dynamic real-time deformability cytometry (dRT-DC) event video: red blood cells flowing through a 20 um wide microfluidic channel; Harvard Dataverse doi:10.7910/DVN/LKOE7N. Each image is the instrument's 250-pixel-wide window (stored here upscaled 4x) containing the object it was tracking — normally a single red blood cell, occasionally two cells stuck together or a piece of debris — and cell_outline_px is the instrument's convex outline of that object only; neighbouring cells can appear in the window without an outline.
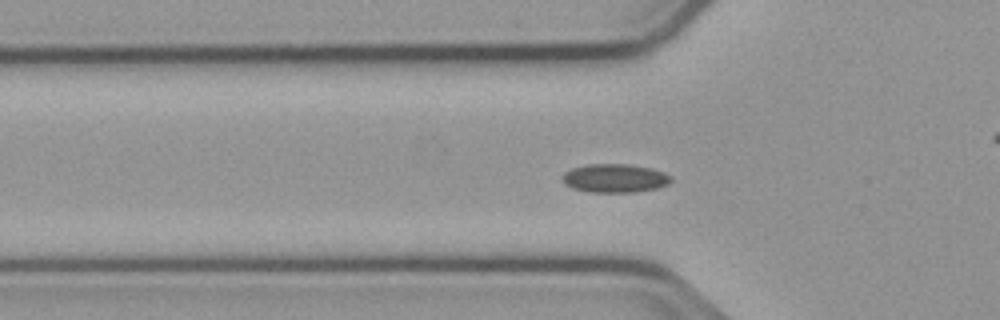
{"species": "common noctule bat (a hibernating species)", "species_latin": "Nyctalus noctula", "temperature_condition": "cold", "stored_images_in_passage": 56, "camera_frame_rate_fps": 3000, "um_per_image_px": 0.085, "animal": {"sex": "male", "body_mass_g": 23.1, "forearm_length_mm": 52.7}, "frame": {"image": 1, "passage_image": 18, "time_ms": 5.667, "image_size_px": [1000, 320], "cell_outline_px": [[672, 180], [668, 184], [656, 188], [636, 192], [588, 192], [572, 188], [564, 184], [560, 176], [564, 172], [572, 168], [588, 164], [628, 164], [652, 168], [664, 172], [672, 176]], "centroid_in_image_um": [52.24, 15.14], "position_along_channel_um": 73.6, "area_um2": 18.32}}
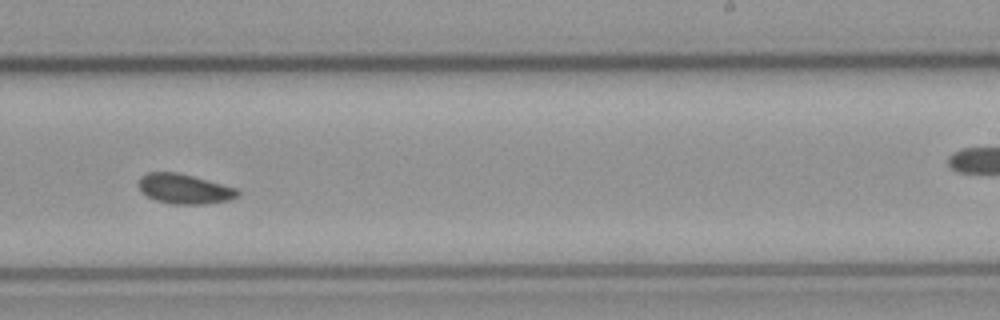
{"frame": {"image": 2, "passage_image": 34, "time_ms": 11.0, "image_size_px": [1000, 320], "cell_outline_px": [[240, 192], [236, 196], [228, 200], [208, 204], [172, 204], [156, 200], [148, 196], [136, 184], [140, 176], [148, 172], [176, 172], [192, 176], [236, 188]], "centroid_in_image_um": [15.63, 16.05], "position_along_channel_um": 273.4, "area_um2": 17.05}}
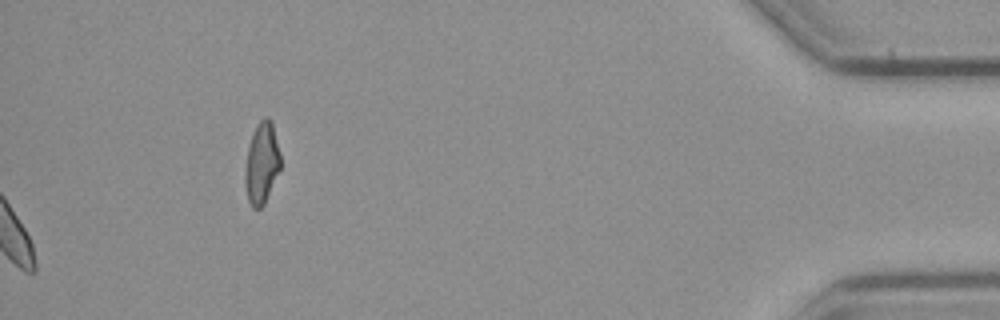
{"frame": {"image": 3, "passage_image": 56, "time_ms": 18.333, "image_size_px": [1000, 320], "cell_outline_px": [[280, 168], [264, 204], [260, 208], [252, 208], [248, 200], [244, 184], [244, 172], [248, 148], [256, 124], [264, 116], [268, 116], [272, 120], [280, 152]], "centroid_in_image_um": [22.24, 13.84], "position_along_channel_um": 413.0, "area_um2": 16.88}}